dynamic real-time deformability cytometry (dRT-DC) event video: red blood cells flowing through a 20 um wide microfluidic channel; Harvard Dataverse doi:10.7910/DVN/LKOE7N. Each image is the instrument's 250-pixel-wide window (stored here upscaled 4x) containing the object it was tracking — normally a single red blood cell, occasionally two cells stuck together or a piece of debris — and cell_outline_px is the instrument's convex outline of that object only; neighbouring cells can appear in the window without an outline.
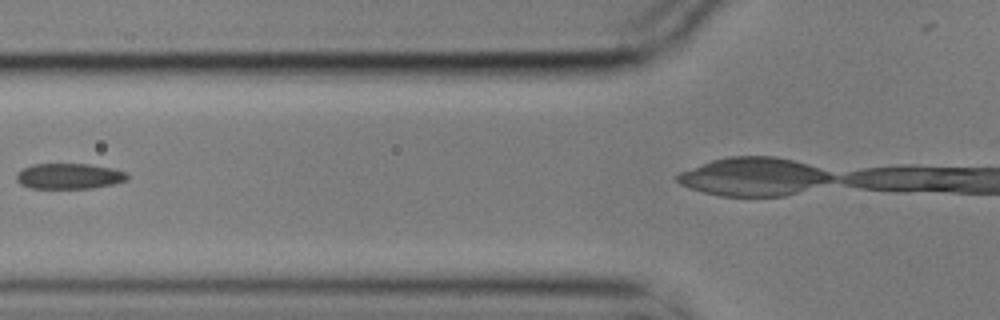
{"species": "common noctule bat (a hibernating species)", "species_latin": "Nyctalus noctula", "temperature_condition": "cold", "stored_images_in_passage": 5, "camera_frame_rate_fps": 3000, "um_per_image_px": 0.085, "animal": {"sex": "male", "body_mass_g": 17.9}, "frame": {"image": 1, "passage_image": 3, "time_ms": 0.667, "image_size_px": [1000, 320], "cell_outline_px": [[128, 180], [112, 184], [92, 188], [32, 188], [20, 184], [16, 180], [16, 172], [32, 164], [88, 164], [112, 168], [124, 172], [128, 176]], "centroid_in_image_um": [5.84, 14.97], "position_along_channel_um": 120.0, "area_um2": 16.47}}